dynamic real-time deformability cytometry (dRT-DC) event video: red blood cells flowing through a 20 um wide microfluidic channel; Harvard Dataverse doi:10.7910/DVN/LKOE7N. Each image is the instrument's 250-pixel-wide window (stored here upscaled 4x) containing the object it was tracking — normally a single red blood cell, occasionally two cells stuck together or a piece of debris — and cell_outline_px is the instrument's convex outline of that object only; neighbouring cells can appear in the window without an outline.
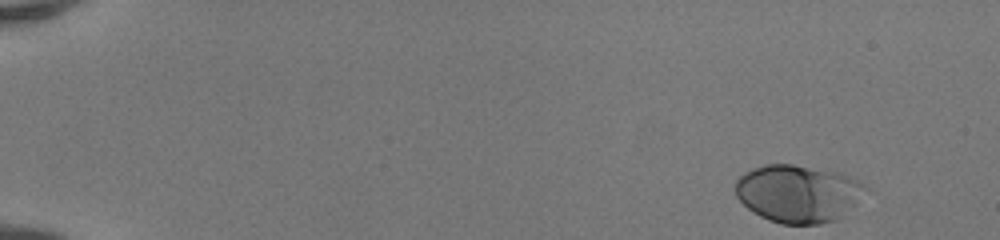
{"species": "human", "species_latin": "Homo sapiens", "temperature_condition": "room temperature", "stored_images_in_passage": 47, "camera_frame_rate_fps": 3000, "um_per_image_px": 0.085, "donor": {"sex": "female"}, "frame": {"image": 1, "passage_image": 1, "time_ms": 0.0, "image_size_px": [1000, 240], "cell_outline_px": [[872, 188], [856, 204], [836, 220], [820, 224], [780, 224], [768, 220], [760, 216], [748, 208], [736, 196], [736, 180], [744, 172], [752, 168], [764, 164], [792, 164], [840, 172]], "centroid_in_image_um": [67.87, 16.44], "position_along_channel_um": 17.1, "area_um2": 43.99}}
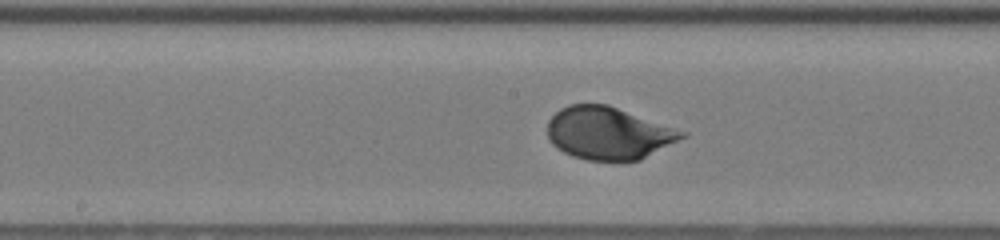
{"frame": {"image": 2, "passage_image": 25, "time_ms": 8.0, "image_size_px": [1000, 240], "cell_outline_px": [[688, 136], [640, 160], [588, 160], [572, 156], [556, 148], [552, 144], [548, 136], [548, 120], [560, 108], [568, 104], [608, 104], [688, 132]], "centroid_in_image_um": [51.73, 11.31], "position_along_channel_um": 196.5, "area_um2": 41.27}}
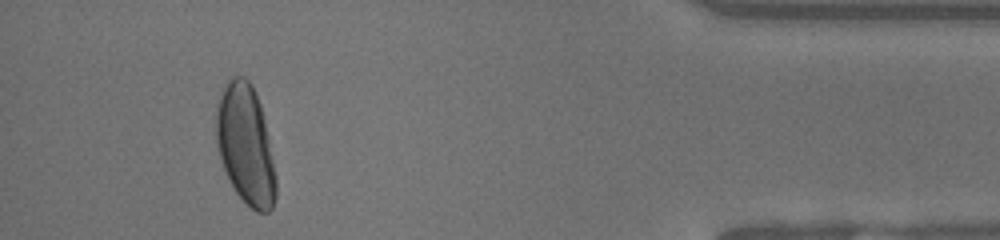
{"frame": {"image": 3, "passage_image": 44, "time_ms": 14.333, "image_size_px": [1000, 240], "cell_outline_px": [[276, 196], [272, 208], [268, 212], [256, 212], [236, 192], [228, 180], [220, 156], [216, 140], [216, 104], [228, 80], [232, 76], [244, 76], [252, 84], [256, 92], [260, 104], [268, 136], [276, 176]], "centroid_in_image_um": [20.87, 12.29], "position_along_channel_um": 414.3, "area_um2": 41.44}, "authors_computed_cell_mechanics": {"area_um2": 41.1536, "velocity_mm_per_s": 4.151, "shape_relaxation_time_tau1_ms": 3.37, "shape_relaxation_time_tau2_ms": null, "deformation_change_tau1": 0.1767, "deformation_change_tau2": null}}